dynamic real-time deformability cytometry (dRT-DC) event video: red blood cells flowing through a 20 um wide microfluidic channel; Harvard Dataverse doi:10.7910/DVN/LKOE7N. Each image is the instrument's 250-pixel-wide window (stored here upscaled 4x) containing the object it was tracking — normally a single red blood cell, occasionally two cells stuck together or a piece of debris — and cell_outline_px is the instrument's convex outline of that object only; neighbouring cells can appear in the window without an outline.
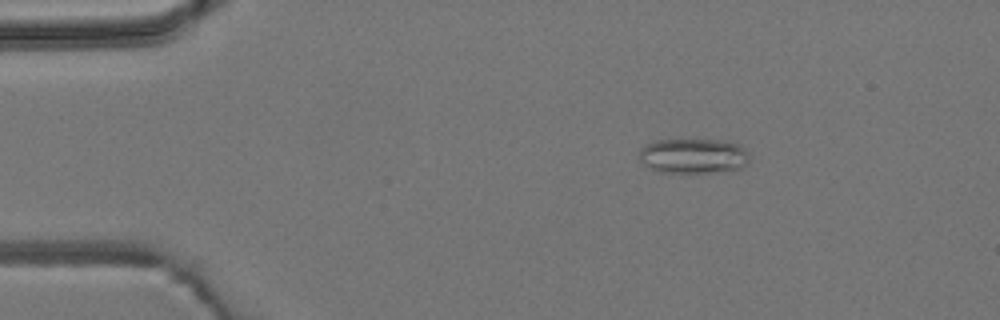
{"species": "common noctule bat (a hibernating species)", "species_latin": "Nyctalus noctula", "temperature_condition": "room temperature", "stored_images_in_passage": 6, "camera_frame_rate_fps": 3000, "um_per_image_px": 0.085, "animal": {"sex": "male", "body_mass_g": 19.2, "forearm_length_mm": 51.8}, "frame": {"image": 1, "passage_image": 3, "time_ms": 2.0, "image_size_px": [1000, 320], "cell_outline_px": [[748, 164], [740, 168], [684, 176], [660, 172], [648, 168], [636, 160], [640, 148], [644, 144], [656, 140], [680, 136], [728, 140], [744, 148], [748, 152]], "centroid_in_image_um": [58.82, 13.23], "position_along_channel_um": 26.2, "area_um2": 24.57}}